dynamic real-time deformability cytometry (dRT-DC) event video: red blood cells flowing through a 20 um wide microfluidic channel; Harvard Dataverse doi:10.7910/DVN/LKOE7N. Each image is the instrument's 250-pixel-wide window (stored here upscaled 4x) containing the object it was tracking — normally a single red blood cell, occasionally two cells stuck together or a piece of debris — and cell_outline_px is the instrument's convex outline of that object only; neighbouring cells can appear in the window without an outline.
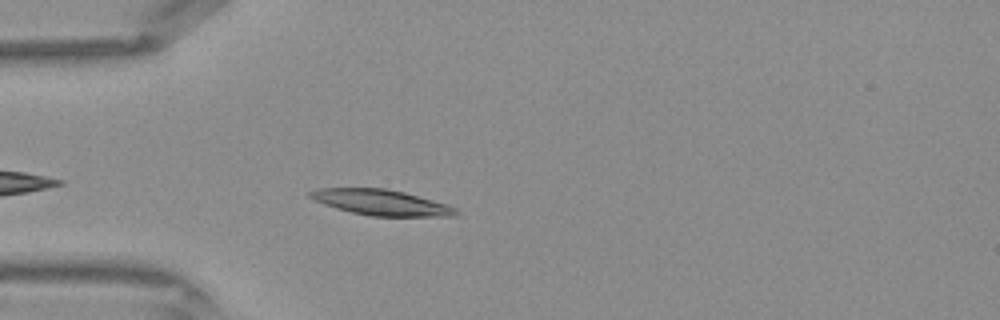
{"species": "Egyptian fruit bat (a non-hibernating species)", "species_latin": "Rousettus aegyptiacus", "temperature_condition": "warm", "stored_images_in_passage": 33, "camera_frame_rate_fps": 3000, "um_per_image_px": 0.085, "frame": {"image": 1, "passage_image": 3, "time_ms": 0.667, "image_size_px": [1000, 320], "cell_outline_px": [[460, 212], [456, 216], [372, 216], [352, 212], [336, 208], [324, 204], [308, 196], [308, 192], [316, 188], [384, 188], [404, 192], [448, 204], [456, 208]], "centroid_in_image_um": [32.42, 17.2], "position_along_channel_um": 52.6, "area_um2": 21.73}}
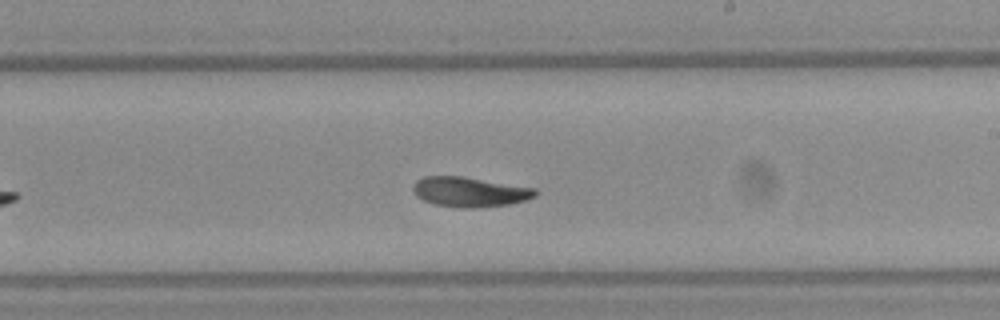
{"frame": {"image": 2, "passage_image": 16, "time_ms": 5.0, "image_size_px": [1000, 320], "cell_outline_px": [[540, 192], [536, 196], [524, 200], [508, 204], [472, 208], [464, 208], [436, 204], [424, 200], [416, 196], [412, 188], [412, 184], [416, 180], [424, 176], [464, 176], [536, 188]], "centroid_in_image_um": [39.93, 16.29], "position_along_channel_um": 249.1, "area_um2": 21.33}}
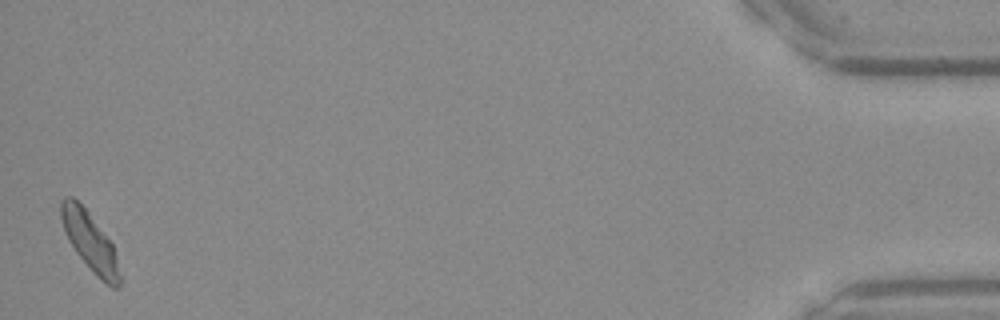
{"frame": {"image": 3, "passage_image": 33, "time_ms": 10.667, "image_size_px": [1000, 320], "cell_outline_px": [[120, 288], [112, 288], [100, 280], [96, 276], [76, 252], [68, 240], [60, 216], [60, 200], [64, 196], [72, 196], [88, 212], [112, 244], [116, 256], [120, 276]], "centroid_in_image_um": [7.63, 20.55], "position_along_channel_um": 427.6, "area_um2": 19.77}}